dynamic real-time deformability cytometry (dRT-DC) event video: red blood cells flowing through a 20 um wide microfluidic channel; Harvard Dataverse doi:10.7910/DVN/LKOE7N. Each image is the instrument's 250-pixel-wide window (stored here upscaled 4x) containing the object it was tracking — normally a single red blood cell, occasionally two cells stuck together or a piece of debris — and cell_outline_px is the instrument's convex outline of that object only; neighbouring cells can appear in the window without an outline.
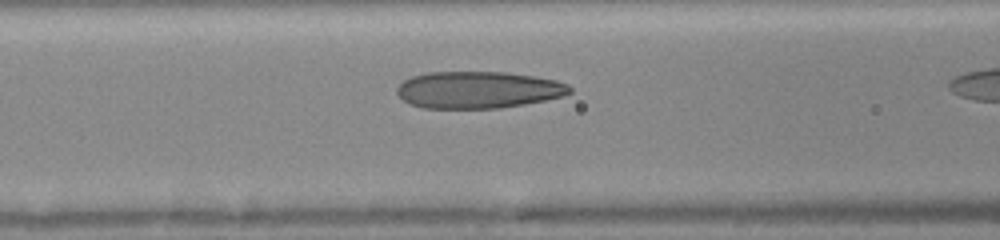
{"species": "human", "species_latin": "Homo sapiens", "temperature_condition": "room temperature", "stored_images_in_passage": 32, "camera_frame_rate_fps": 3000, "um_per_image_px": 0.085, "donor": {"sex": "female"}, "frame": {"image": 1, "passage_image": 8, "time_ms": 1.667, "image_size_px": [1000, 240], "cell_outline_px": [[572, 92], [564, 96], [524, 104], [500, 108], [420, 108], [408, 104], [396, 92], [396, 88], [404, 80], [412, 76], [428, 72], [508, 72], [536, 76], [556, 80], [568, 84], [572, 88]], "centroid_in_image_um": [40.65, 7.63], "position_along_channel_um": 125.9, "area_um2": 37.45}}
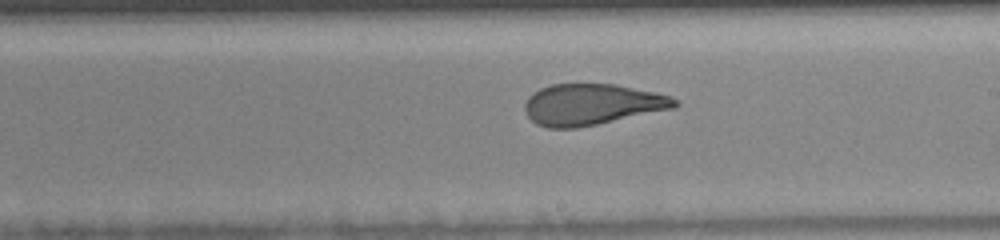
{"frame": {"image": 2, "passage_image": 19, "time_ms": 4.333, "image_size_px": [1000, 240], "cell_outline_px": [[680, 104], [676, 108], [576, 128], [548, 128], [536, 124], [528, 116], [524, 108], [524, 104], [528, 96], [532, 92], [540, 88], [552, 84], [616, 84], [672, 96]], "centroid_in_image_um": [50.3, 8.87], "position_along_channel_um": 238.7, "area_um2": 36.01}}
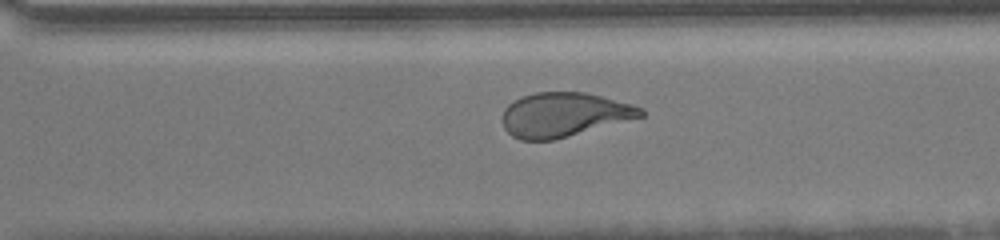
{"frame": {"image": 3, "passage_image": 28, "time_ms": 6.333, "image_size_px": [1000, 240], "cell_outline_px": [[644, 116], [552, 140], [520, 140], [512, 136], [504, 128], [504, 108], [508, 104], [524, 96], [536, 92], [584, 92], [632, 104], [644, 108]], "centroid_in_image_um": [47.94, 9.74], "position_along_channel_um": 322.7, "area_um2": 35.2}}